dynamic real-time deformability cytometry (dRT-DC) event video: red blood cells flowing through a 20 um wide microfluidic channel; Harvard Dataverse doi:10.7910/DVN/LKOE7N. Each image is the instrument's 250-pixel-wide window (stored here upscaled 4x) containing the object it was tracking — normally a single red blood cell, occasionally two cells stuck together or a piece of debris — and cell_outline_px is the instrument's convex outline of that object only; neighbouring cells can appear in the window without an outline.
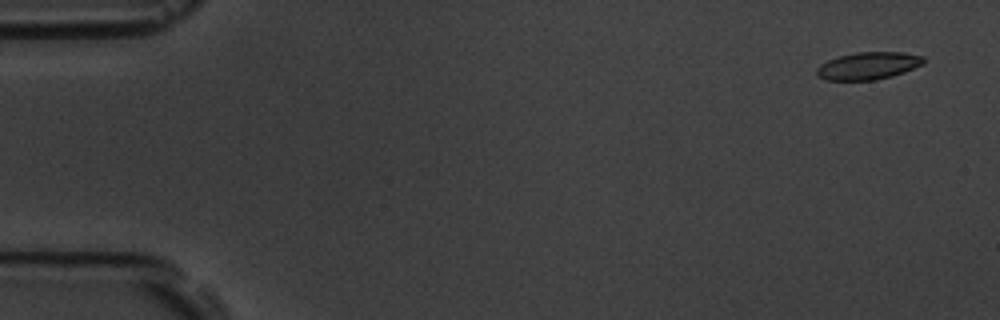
{"species": "common noctule bat (a hibernating species)", "species_latin": "Nyctalus noctula", "temperature_condition": "room temperature", "stored_images_in_passage": 5, "segment_of_instrument_passage": [1, 2], "camera_frame_rate_fps": 3000, "um_per_image_px": 0.085, "animal": {"sex": "male", "body_mass_g": 19.5, "forearm_length_mm": 54.6}, "frame": {"image": 1, "passage_image": 1, "time_ms": 0.0, "image_size_px": [1000, 320], "cell_outline_px": [[924, 64], [904, 72], [892, 76], [876, 80], [824, 80], [816, 76], [816, 68], [820, 64], [828, 60], [840, 56], [856, 52], [904, 52], [924, 56]], "centroid_in_image_um": [73.79, 5.59], "position_along_channel_um": 11.2, "area_um2": 17.22}}